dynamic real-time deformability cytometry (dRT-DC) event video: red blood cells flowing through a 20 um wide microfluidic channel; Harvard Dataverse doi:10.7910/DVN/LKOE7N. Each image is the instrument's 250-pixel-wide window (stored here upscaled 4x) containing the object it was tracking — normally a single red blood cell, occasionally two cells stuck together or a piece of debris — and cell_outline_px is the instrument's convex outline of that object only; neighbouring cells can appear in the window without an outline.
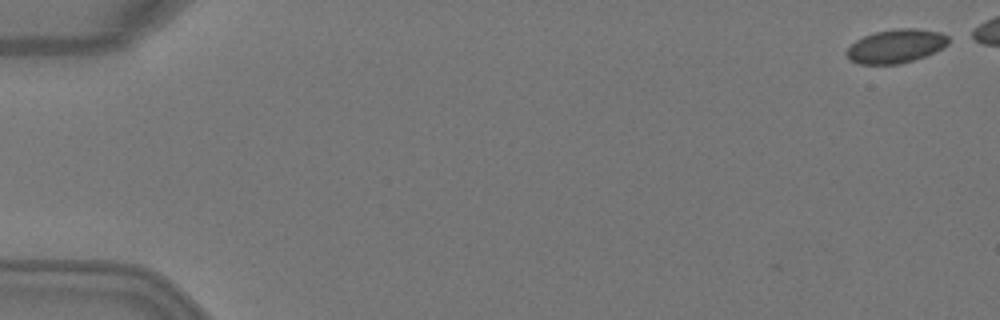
{"species": "Egyptian fruit bat (a non-hibernating species)", "species_latin": "Rousettus aegyptiacus", "temperature_condition": "warm", "stored_images_in_passage": 8, "camera_frame_rate_fps": 3000, "um_per_image_px": 0.085, "animal": {"sex": "female"}, "frame": {"image": 1, "passage_image": 1, "time_ms": 0.0, "image_size_px": [1000, 320], "cell_outline_px": [[948, 44], [924, 56], [900, 64], [860, 64], [848, 60], [844, 52], [856, 40], [864, 36], [876, 32], [896, 28], [916, 28], [940, 32], [948, 36]], "centroid_in_image_um": [76.1, 3.92], "position_along_channel_um": 8.9, "area_um2": 19.88}}
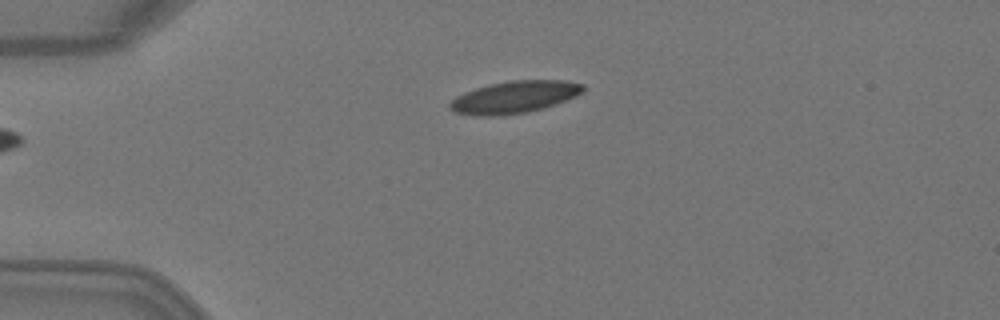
{"frame": {"image": 2, "passage_image": 5, "time_ms": 1.333, "image_size_px": [1000, 320], "cell_outline_px": [[584, 92], [576, 96], [556, 104], [544, 108], [528, 112], [504, 116], [476, 116], [452, 112], [448, 108], [448, 104], [456, 96], [464, 92], [488, 84], [512, 80], [568, 80], [584, 84]], "centroid_in_image_um": [43.71, 8.26], "position_along_channel_um": 41.3, "area_um2": 25.43}}
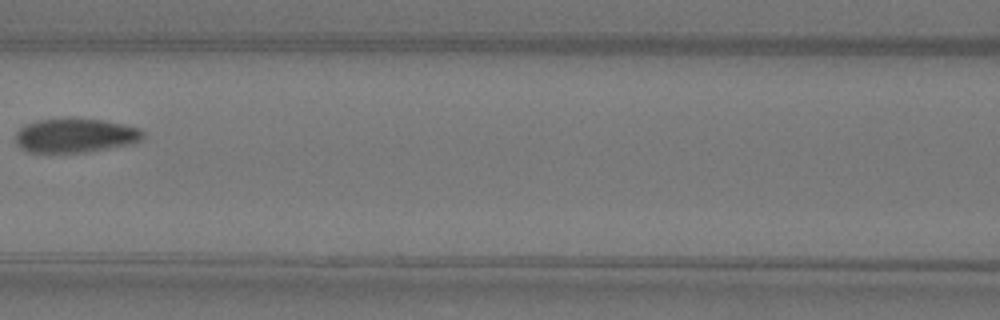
{"frame": {"image": 3, "passage_image": 8, "time_ms": 2.333, "image_size_px": [1000, 320], "cell_outline_px": [[144, 136], [140, 140], [132, 144], [84, 152], [28, 152], [20, 148], [16, 144], [16, 132], [24, 124], [36, 120], [64, 116], [76, 116], [104, 120], [124, 124], [140, 128], [144, 132]], "centroid_in_image_um": [6.38, 11.47], "position_along_channel_um": 160.2, "area_um2": 26.18}}